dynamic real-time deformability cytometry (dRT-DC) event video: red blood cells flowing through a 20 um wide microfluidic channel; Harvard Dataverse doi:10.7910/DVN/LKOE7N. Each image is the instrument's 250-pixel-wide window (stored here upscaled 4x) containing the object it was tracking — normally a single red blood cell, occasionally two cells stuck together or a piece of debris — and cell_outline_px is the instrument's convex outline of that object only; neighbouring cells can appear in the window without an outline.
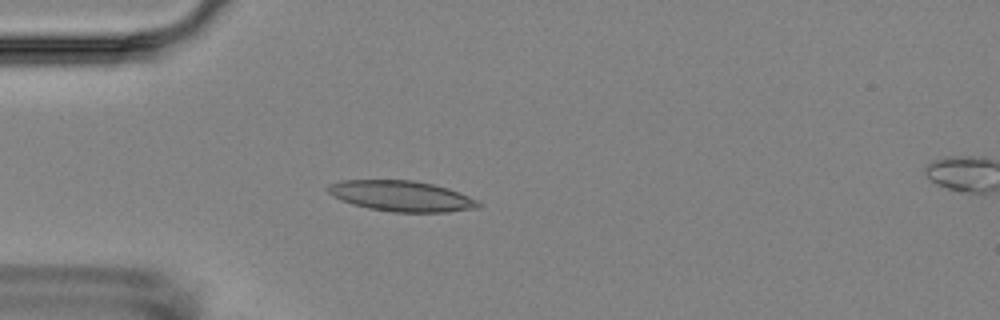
{"species": "Egyptian fruit bat (a non-hibernating species)", "species_latin": "Rousettus aegyptiacus", "temperature_condition": "room temperature", "stored_images_in_passage": 9, "camera_frame_rate_fps": 3000, "um_per_image_px": 0.085, "animal": {"sex": "female"}, "frame": {"image": 1, "passage_image": 4, "time_ms": 3.667, "image_size_px": [1000, 320], "cell_outline_px": [[484, 204], [480, 208], [448, 212], [392, 212], [368, 208], [352, 204], [340, 200], [332, 196], [328, 192], [328, 184], [340, 180], [412, 180], [432, 184], [448, 188], [480, 200]], "centroid_in_image_um": [34.16, 16.67], "position_along_channel_um": 50.8, "area_um2": 27.17}}
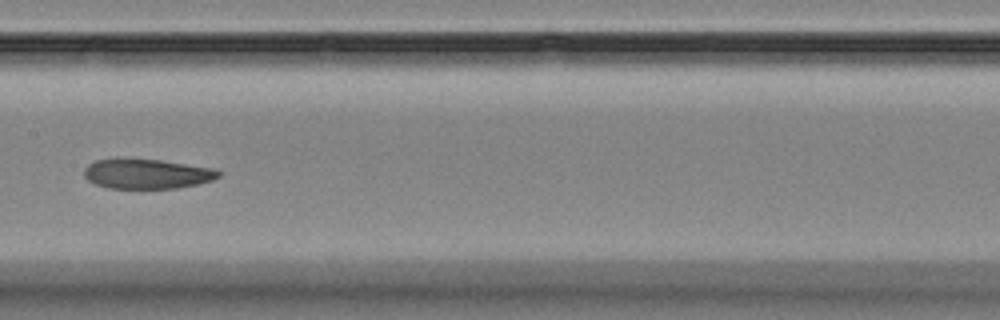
{"frame": {"image": 2, "passage_image": 8, "time_ms": 8.0, "image_size_px": [1000, 320], "cell_outline_px": [[220, 176], [212, 180], [196, 184], [176, 188], [108, 188], [96, 184], [88, 180], [84, 176], [84, 168], [88, 164], [96, 160], [160, 160], [216, 168], [220, 172]], "centroid_in_image_um": [12.51, 14.79], "position_along_channel_um": 194.9, "area_um2": 22.95}}
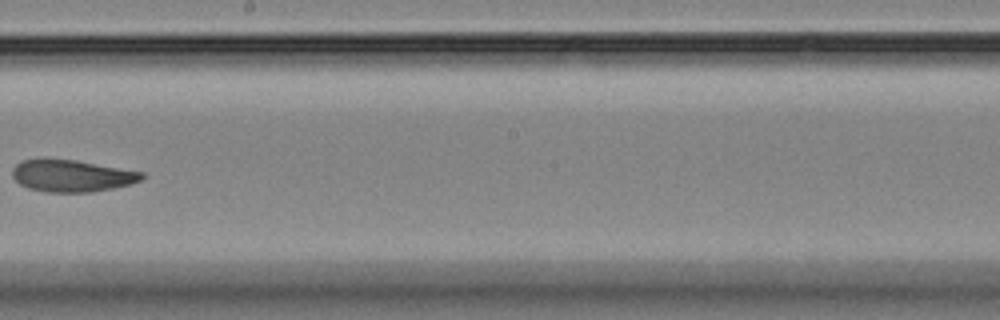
{"frame": {"image": 3, "passage_image": 9, "time_ms": 9.333, "image_size_px": [1000, 320], "cell_outline_px": [[144, 176], [140, 180], [132, 184], [92, 192], [48, 192], [28, 188], [20, 184], [12, 176], [12, 168], [20, 160], [76, 160], [144, 172]], "centroid_in_image_um": [6.11, 14.95], "position_along_channel_um": 242.1, "area_um2": 23.87}}